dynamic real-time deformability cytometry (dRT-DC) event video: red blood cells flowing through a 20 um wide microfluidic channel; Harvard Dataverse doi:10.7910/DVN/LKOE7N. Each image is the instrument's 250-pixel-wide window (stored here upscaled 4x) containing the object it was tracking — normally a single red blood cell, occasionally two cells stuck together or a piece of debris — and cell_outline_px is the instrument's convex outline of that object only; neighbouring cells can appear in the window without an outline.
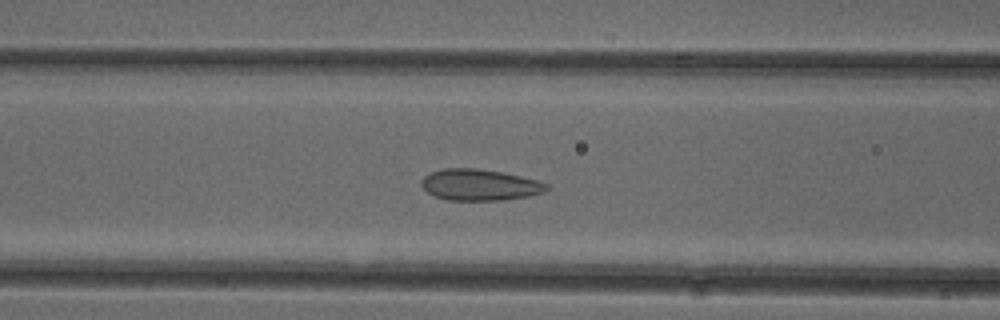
{"species": "common noctule bat (a hibernating species)", "species_latin": "Nyctalus noctula", "temperature_condition": "cold", "stored_images_in_passage": 53, "camera_frame_rate_fps": 3000, "um_per_image_px": 0.085, "animal": {"sex": "female"}, "frame": {"image": 1, "passage_image": 21, "time_ms": 6.667, "image_size_px": [1000, 320], "cell_outline_px": [[548, 188], [544, 192], [528, 196], [504, 200], [448, 200], [436, 196], [428, 192], [420, 184], [420, 180], [428, 172], [444, 168], [476, 168], [500, 172], [520, 176], [536, 180], [548, 184]], "centroid_in_image_um": [40.74, 15.71], "position_along_channel_um": 125.9, "area_um2": 22.77}}
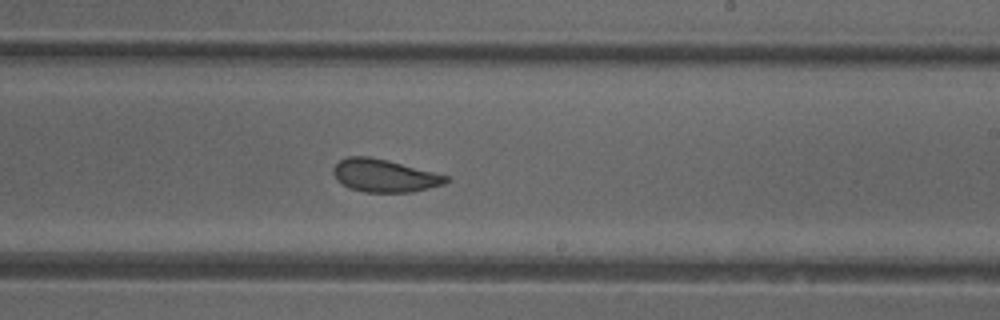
{"frame": {"image": 2, "passage_image": 31, "time_ms": 10.0, "image_size_px": [1000, 320], "cell_outline_px": [[448, 180], [444, 184], [412, 192], [364, 192], [348, 188], [336, 180], [332, 172], [332, 168], [340, 160], [348, 156], [368, 156], [388, 160], [448, 176]], "centroid_in_image_um": [32.62, 14.93], "position_along_channel_um": 256.4, "area_um2": 21.5}}
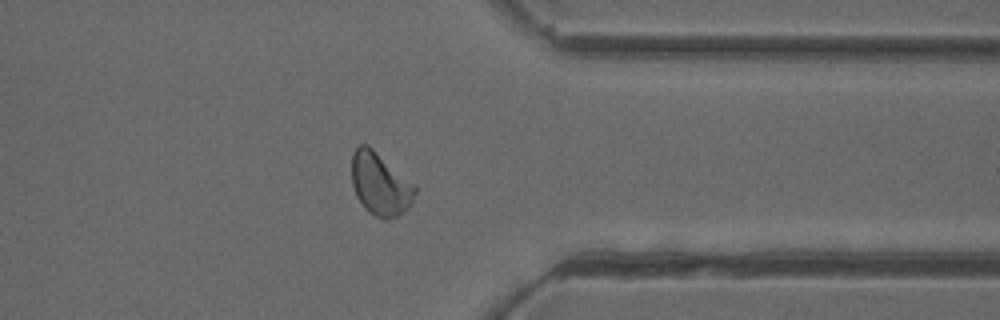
{"frame": {"image": 3, "passage_image": 41, "time_ms": 13.333, "image_size_px": [1000, 320], "cell_outline_px": [[416, 192], [408, 208], [396, 216], [384, 220], [368, 212], [364, 208], [356, 196], [352, 184], [352, 152], [360, 144], [368, 144], [416, 184]], "centroid_in_image_um": [32.31, 15.62], "position_along_channel_um": 379.1, "area_um2": 23.29}, "authors_computed_cell_mechanics": {"area_um2": 22.9466, "velocity_mm_per_s": 3.9222, "shape_relaxation_time_tau1_ms": 5.6123, "shape_relaxation_time_tau2_ms": 1.2716, "deformation_change_tau1": 0.1149, "deformation_change_tau2": 0.082}}